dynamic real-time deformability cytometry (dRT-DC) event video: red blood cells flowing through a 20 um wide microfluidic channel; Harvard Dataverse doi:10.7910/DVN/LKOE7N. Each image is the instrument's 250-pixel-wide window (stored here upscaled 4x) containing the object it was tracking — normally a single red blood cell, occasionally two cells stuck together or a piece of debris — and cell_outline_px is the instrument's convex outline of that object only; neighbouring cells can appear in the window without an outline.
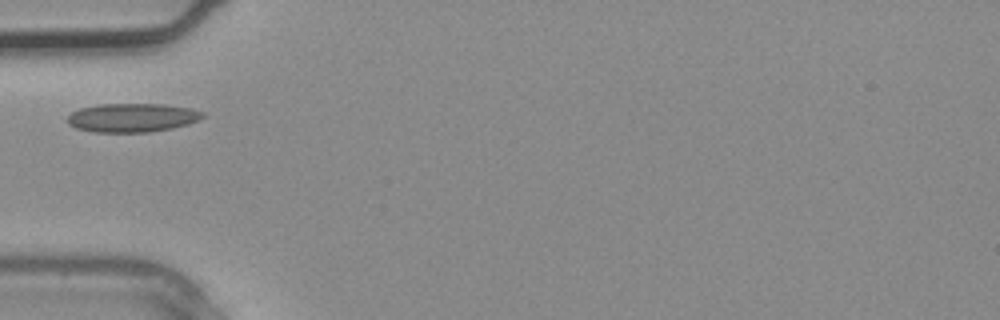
{"species": "common noctule bat (a hibernating species)", "species_latin": "Nyctalus noctula", "temperature_condition": "warm", "stored_images_in_passage": 1, "camera_frame_rate_fps": 3000, "um_per_image_px": 0.085, "animal": {"sex": "male", "body_mass_g": 20.4}, "frame": {"image": 1, "passage_image": 1, "time_ms": 0.0, "image_size_px": [1000, 320], "cell_outline_px": [[204, 116], [188, 124], [172, 128], [148, 132], [96, 132], [76, 128], [68, 124], [68, 116], [72, 112], [80, 108], [96, 104], [164, 104], [192, 108], [204, 112]], "centroid_in_image_um": [11.23, 9.99], "position_along_channel_um": 73.8, "area_um2": 22.66}}